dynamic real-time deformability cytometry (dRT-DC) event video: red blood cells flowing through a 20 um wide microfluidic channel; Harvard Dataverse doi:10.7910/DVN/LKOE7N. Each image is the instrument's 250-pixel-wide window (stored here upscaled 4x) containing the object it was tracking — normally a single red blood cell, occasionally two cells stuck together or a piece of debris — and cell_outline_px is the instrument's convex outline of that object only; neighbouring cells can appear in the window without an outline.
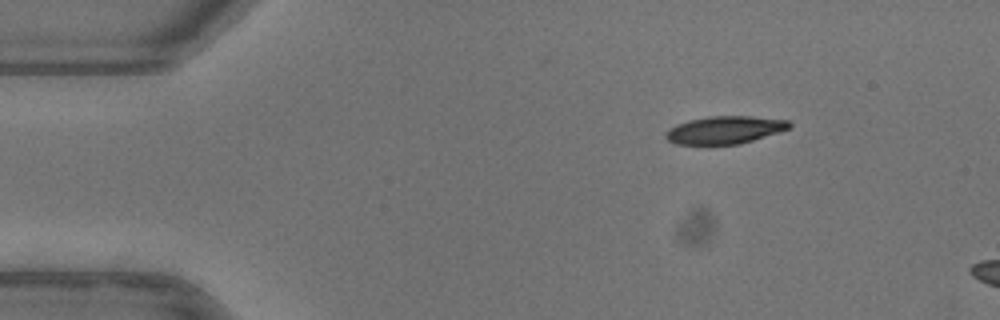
{"species": "common noctule bat (a hibernating species)", "species_latin": "Nyctalus noctula", "temperature_condition": "warm", "stored_images_in_passage": 46, "camera_frame_rate_fps": 3000, "um_per_image_px": 0.085, "animal": {"sex": "female"}, "frame": {"image": 1, "passage_image": 1, "time_ms": 0.0, "image_size_px": [1000, 320], "cell_outline_px": [[792, 124], [788, 128], [740, 144], [676, 144], [668, 140], [664, 136], [676, 124], [688, 120], [708, 116], [752, 116], [788, 120]], "centroid_in_image_um": [61.59, 11.03], "position_along_channel_um": 23.4, "area_um2": 19.59}}
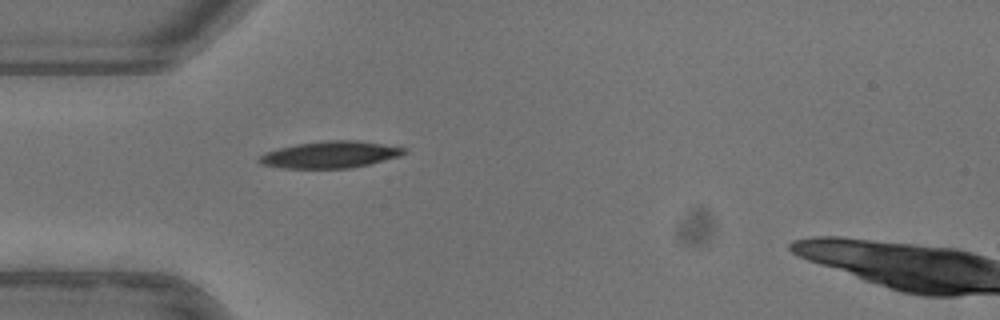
{"frame": {"image": 2, "passage_image": 9, "time_ms": 2.667, "image_size_px": [1000, 320], "cell_outline_px": [[408, 152], [400, 156], [372, 164], [352, 168], [284, 168], [260, 164], [256, 160], [260, 156], [268, 152], [280, 148], [296, 144], [328, 140], [356, 140], [408, 148]], "centroid_in_image_um": [28.13, 13.15], "position_along_channel_um": 56.9, "area_um2": 22.66}}
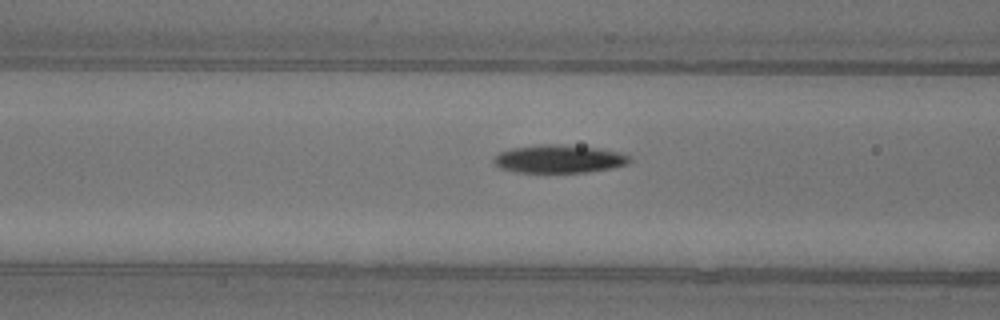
{"frame": {"image": 3, "passage_image": 14, "time_ms": 4.333, "image_size_px": [1000, 320], "cell_outline_px": [[632, 160], [628, 164], [612, 168], [588, 172], [516, 172], [500, 168], [492, 160], [500, 152], [512, 148], [540, 144], [560, 144], [596, 148], [620, 152], [632, 156]], "centroid_in_image_um": [47.56, 13.51], "position_along_channel_um": 119.0, "area_um2": 22.25}, "authors_computed_cell_mechanics": {"area_um2": 21.7328, "velocity_mm_per_s": 3.963, "shape_relaxation_time_tau1_ms": 5.987, "shape_relaxation_time_tau2_ms": 4.9248, "deformation_change_tau1": 0.1912, "deformation_change_tau2": 0.1154}}